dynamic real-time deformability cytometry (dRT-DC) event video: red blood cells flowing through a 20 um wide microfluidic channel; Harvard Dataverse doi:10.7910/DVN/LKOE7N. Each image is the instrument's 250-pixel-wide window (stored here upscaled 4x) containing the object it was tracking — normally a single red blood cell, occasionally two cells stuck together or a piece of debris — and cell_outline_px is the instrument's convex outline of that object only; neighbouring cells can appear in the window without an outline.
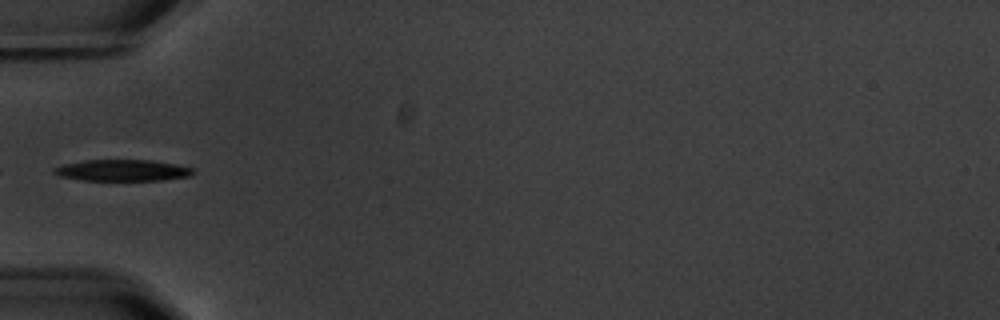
{"species": "common noctule bat (a hibernating species)", "species_latin": "Nyctalus noctula", "temperature_condition": "warm", "stored_images_in_passage": 5, "camera_frame_rate_fps": 3000, "um_per_image_px": 0.085, "animal": {"sex": "male", "body_mass_g": 20.1, "forearm_length_mm": 53.5}, "frame": {"image": 1, "passage_image": 5, "time_ms": 4.667, "image_size_px": [1000, 320], "cell_outline_px": [[196, 172], [188, 176], [160, 180], [80, 180], [60, 176], [52, 172], [52, 168], [64, 164], [88, 160], [148, 160], [176, 164], [192, 168]], "centroid_in_image_um": [10.38, 14.48], "position_along_channel_um": 74.6, "area_um2": 17.17}}